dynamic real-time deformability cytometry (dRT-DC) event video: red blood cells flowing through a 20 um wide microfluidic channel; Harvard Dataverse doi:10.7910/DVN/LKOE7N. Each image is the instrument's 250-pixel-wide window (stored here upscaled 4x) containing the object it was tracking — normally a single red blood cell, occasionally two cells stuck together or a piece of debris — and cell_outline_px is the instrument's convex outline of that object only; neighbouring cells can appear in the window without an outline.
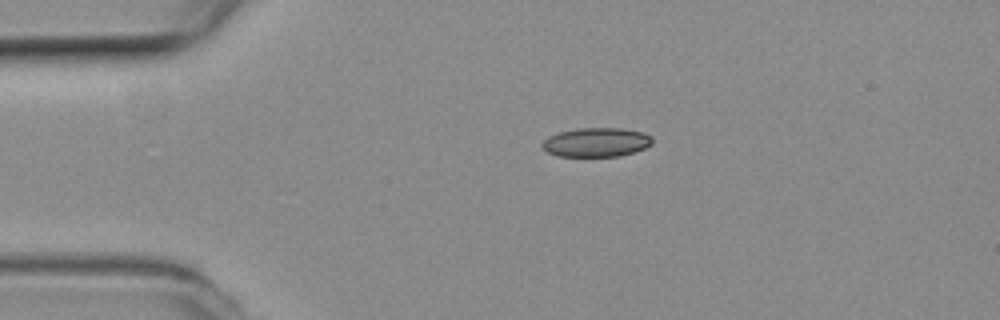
{"species": "common noctule bat (a hibernating species)", "species_latin": "Nyctalus noctula", "temperature_condition": "room temperature", "stored_images_in_passage": 44, "camera_frame_rate_fps": 3000, "um_per_image_px": 0.085, "animal": {"sex": "female", "body_mass_g": 19.3, "forearm_length_mm": 54.1}, "frame": {"image": 1, "passage_image": 1, "time_ms": 0.0, "image_size_px": [1000, 320], "cell_outline_px": [[652, 144], [636, 152], [620, 156], [556, 156], [548, 152], [540, 144], [548, 136], [560, 132], [580, 128], [620, 128], [644, 132], [652, 136]], "centroid_in_image_um": [50.71, 12.09], "position_along_channel_um": 34.3, "area_um2": 18.73}}
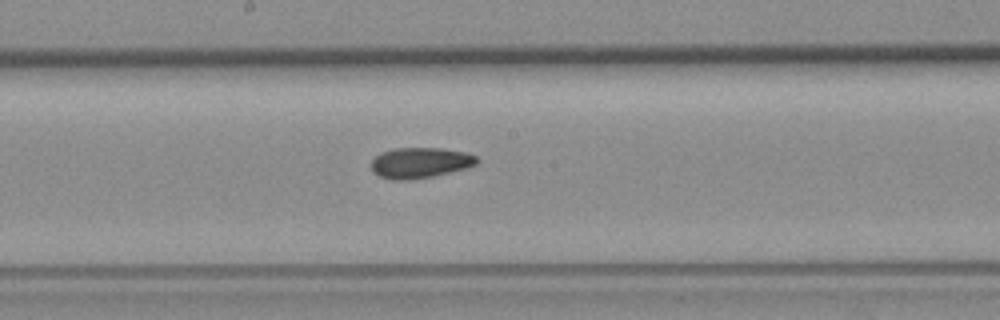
{"frame": {"image": 2, "passage_image": 18, "time_ms": 5.667, "image_size_px": [1000, 320], "cell_outline_px": [[480, 160], [476, 164], [468, 168], [432, 176], [412, 180], [392, 180], [380, 176], [372, 172], [372, 160], [380, 152], [396, 148], [440, 148], [464, 152], [476, 156]], "centroid_in_image_um": [35.71, 13.84], "position_along_channel_um": 212.5, "area_um2": 18.9}}
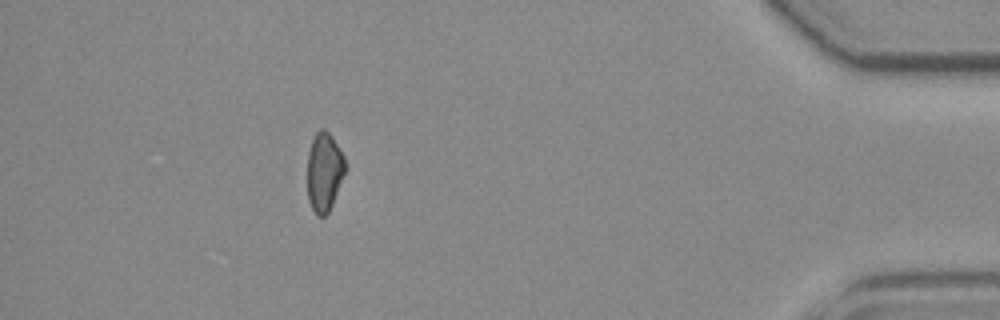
{"frame": {"image": 3, "passage_image": 38, "time_ms": 12.333, "image_size_px": [1000, 320], "cell_outline_px": [[344, 172], [332, 204], [328, 212], [324, 216], [316, 216], [308, 200], [308, 152], [312, 140], [316, 132], [320, 128], [324, 128], [332, 136], [344, 156]], "centroid_in_image_um": [27.53, 14.59], "position_along_channel_um": 407.7, "area_um2": 17.11}, "authors_computed_cell_mechanics": {"area_um2": 18.3804, "velocity_mm_per_s": 3.8062, "shape_relaxation_time_tau1_ms": null, "shape_relaxation_time_tau2_ms": 4.2618, "deformation_change_tau1": null, "deformation_change_tau2": 0.0969}}